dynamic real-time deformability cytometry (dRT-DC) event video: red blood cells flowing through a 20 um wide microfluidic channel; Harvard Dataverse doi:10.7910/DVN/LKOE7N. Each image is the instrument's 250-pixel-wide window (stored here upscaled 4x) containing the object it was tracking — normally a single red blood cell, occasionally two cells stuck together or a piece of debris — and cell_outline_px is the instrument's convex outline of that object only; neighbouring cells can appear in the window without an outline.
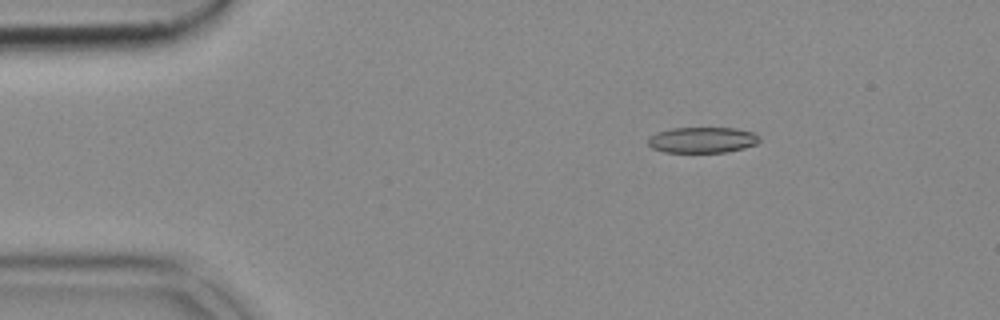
{"species": "common noctule bat (a hibernating species)", "species_latin": "Nyctalus noctula", "temperature_condition": "cold", "stored_images_in_passage": 52, "camera_frame_rate_fps": 3000, "um_per_image_px": 0.085, "animal": {"sex": "female", "body_mass_g": 18.4}, "frame": {"image": 1, "passage_image": 8, "time_ms": 2.333, "image_size_px": [1000, 320], "cell_outline_px": [[760, 140], [756, 144], [744, 148], [728, 152], [664, 152], [652, 148], [648, 144], [648, 140], [656, 132], [672, 128], [736, 128], [752, 132]], "centroid_in_image_um": [59.69, 11.9], "position_along_channel_um": 25.3, "area_um2": 16.65}}
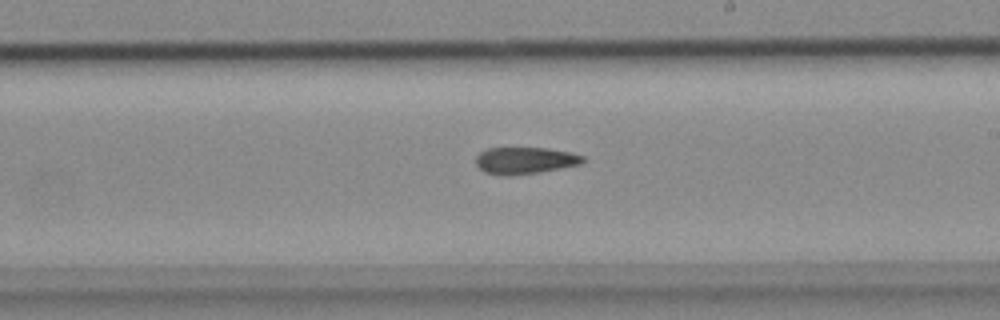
{"frame": {"image": 2, "passage_image": 30, "time_ms": 9.667, "image_size_px": [1000, 320], "cell_outline_px": [[584, 160], [580, 164], [540, 172], [508, 176], [504, 176], [484, 172], [476, 164], [476, 156], [480, 152], [488, 148], [548, 148], [568, 152], [584, 156]], "centroid_in_image_um": [44.59, 13.64], "position_along_channel_um": 244.4, "area_um2": 16.65}}
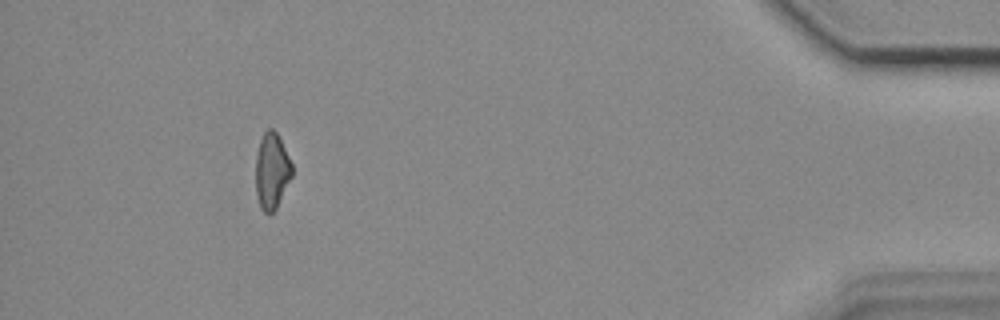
{"frame": {"image": 3, "passage_image": 48, "time_ms": 15.667, "image_size_px": [1000, 320], "cell_outline_px": [[292, 176], [276, 208], [272, 212], [264, 212], [260, 208], [256, 192], [256, 156], [260, 140], [264, 132], [268, 128], [272, 128], [276, 132], [292, 164]], "centroid_in_image_um": [23.09, 14.53], "position_along_channel_um": 412.1, "area_um2": 15.84}}